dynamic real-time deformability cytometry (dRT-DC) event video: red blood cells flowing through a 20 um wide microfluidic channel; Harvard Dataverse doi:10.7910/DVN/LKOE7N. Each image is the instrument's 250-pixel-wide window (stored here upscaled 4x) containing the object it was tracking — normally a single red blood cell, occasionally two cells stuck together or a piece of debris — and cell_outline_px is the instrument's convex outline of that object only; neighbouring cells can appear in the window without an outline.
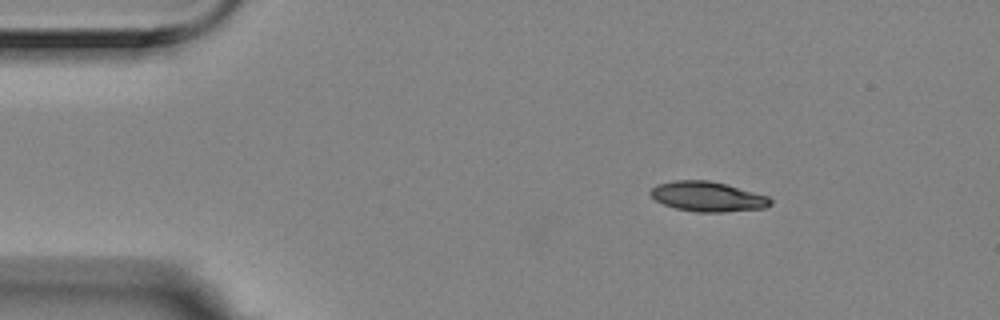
{"species": "Egyptian fruit bat (a non-hibernating species)", "species_latin": "Rousettus aegyptiacus", "temperature_condition": "room temperature", "stored_images_in_passage": 3, "camera_frame_rate_fps": 3000, "um_per_image_px": 0.085, "animal": {"sex": "female"}, "frame": {"image": 1, "passage_image": 1, "time_ms": 0.0, "image_size_px": [1000, 320], "cell_outline_px": [[772, 204], [764, 208], [724, 212], [696, 212], [676, 208], [664, 204], [656, 200], [648, 192], [656, 184], [676, 180], [708, 180], [728, 184], [768, 196], [772, 200]], "centroid_in_image_um": [60.16, 16.7], "position_along_channel_um": 24.8, "area_um2": 20.98}}